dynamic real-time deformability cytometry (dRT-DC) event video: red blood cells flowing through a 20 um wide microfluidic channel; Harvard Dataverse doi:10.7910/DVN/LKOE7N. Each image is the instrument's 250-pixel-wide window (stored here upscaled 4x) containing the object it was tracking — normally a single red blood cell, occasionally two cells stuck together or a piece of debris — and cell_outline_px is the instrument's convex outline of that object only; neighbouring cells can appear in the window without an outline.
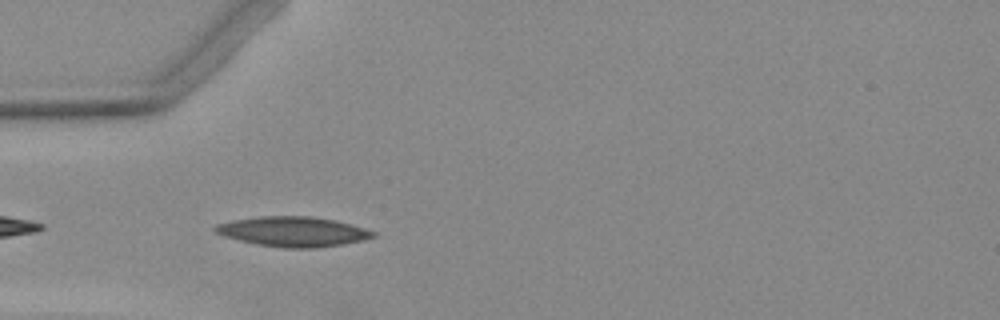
{"species": "Egyptian fruit bat (a non-hibernating species)", "species_latin": "Rousettus aegyptiacus", "temperature_condition": "warm", "stored_images_in_passage": 7, "camera_frame_rate_fps": 3000, "um_per_image_px": 0.085, "animal": {"sex": "female"}, "frame": {"image": 1, "passage_image": 3, "time_ms": 2.333, "image_size_px": [1000, 320], "cell_outline_px": [[376, 236], [360, 240], [340, 244], [316, 248], [284, 248], [260, 244], [240, 240], [224, 236], [216, 232], [212, 228], [216, 224], [232, 220], [260, 216], [312, 216], [336, 220], [364, 228], [376, 232]], "centroid_in_image_um": [24.89, 19.67], "position_along_channel_um": 60.1, "area_um2": 27.28}}
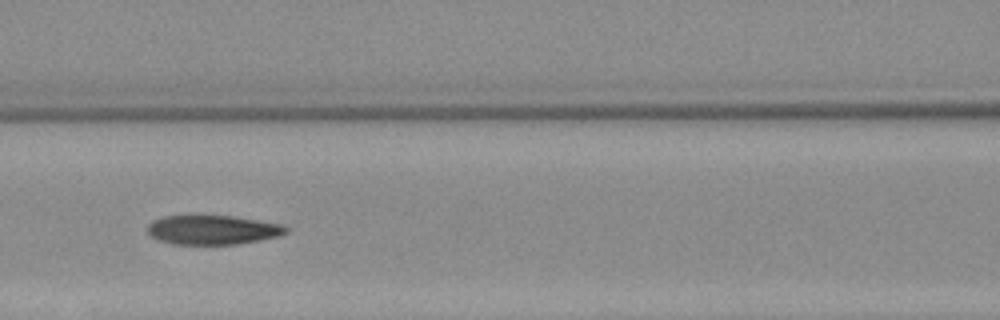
{"frame": {"image": 2, "passage_image": 5, "time_ms": 4.667, "image_size_px": [1000, 320], "cell_outline_px": [[288, 232], [276, 236], [260, 240], [236, 244], [172, 244], [160, 240], [152, 236], [148, 232], [148, 224], [152, 220], [164, 216], [232, 216], [284, 224], [288, 228]], "centroid_in_image_um": [18.09, 19.53], "position_along_channel_um": 148.5, "area_um2": 23.47}}
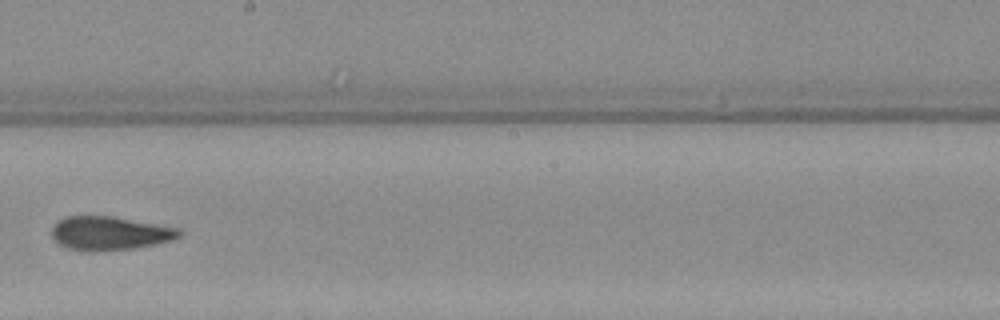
{"frame": {"image": 3, "passage_image": 7, "time_ms": 7.0, "image_size_px": [1000, 320], "cell_outline_px": [[180, 236], [172, 240], [132, 248], [68, 248], [60, 244], [52, 236], [52, 228], [64, 216], [112, 216], [180, 228]], "centroid_in_image_um": [9.36, 19.77], "position_along_channel_um": 238.8, "area_um2": 23.81}}